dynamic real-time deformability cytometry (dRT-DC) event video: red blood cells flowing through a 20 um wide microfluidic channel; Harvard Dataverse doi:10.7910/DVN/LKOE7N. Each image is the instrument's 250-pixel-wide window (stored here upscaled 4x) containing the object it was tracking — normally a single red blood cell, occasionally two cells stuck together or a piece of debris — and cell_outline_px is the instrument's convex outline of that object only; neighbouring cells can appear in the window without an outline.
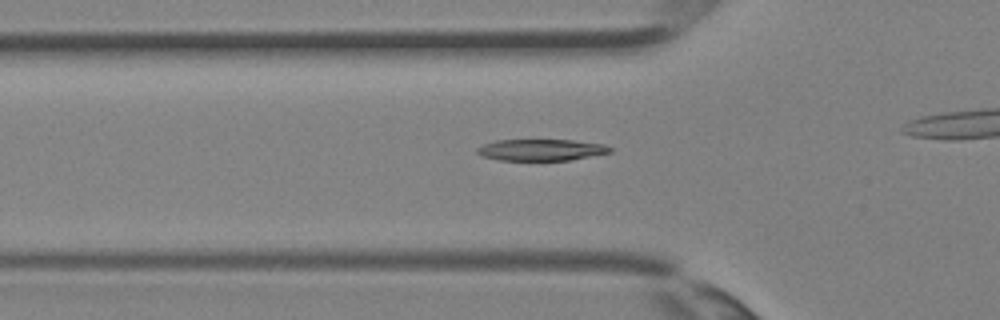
{"species": "Egyptian fruit bat (a non-hibernating species)", "species_latin": "Rousettus aegyptiacus", "temperature_condition": "room temperature", "stored_images_in_passage": 30, "camera_frame_rate_fps": 3000, "um_per_image_px": 0.085, "animal": {"sex": "female"}, "frame": {"image": 1, "passage_image": 13, "time_ms": 4.0, "image_size_px": [1000, 320], "cell_outline_px": [[612, 152], [568, 160], [500, 160], [480, 156], [476, 152], [476, 148], [484, 144], [496, 140], [572, 140], [604, 144], [612, 148]], "centroid_in_image_um": [45.97, 12.74], "position_along_channel_um": 79.8, "area_um2": 16.59}}
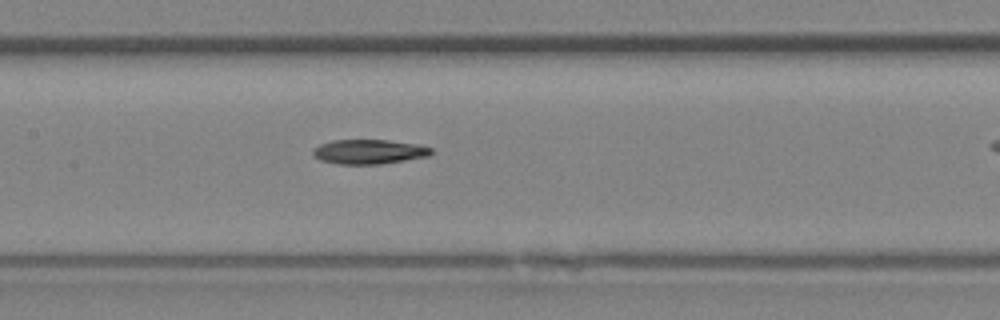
{"frame": {"image": 2, "passage_image": 18, "time_ms": 5.667, "image_size_px": [1000, 320], "cell_outline_px": [[432, 152], [428, 156], [380, 164], [340, 164], [320, 160], [312, 152], [312, 148], [320, 144], [332, 140], [388, 140], [416, 144], [432, 148]], "centroid_in_image_um": [31.34, 12.89], "position_along_channel_um": 176.1, "area_um2": 16.76}}
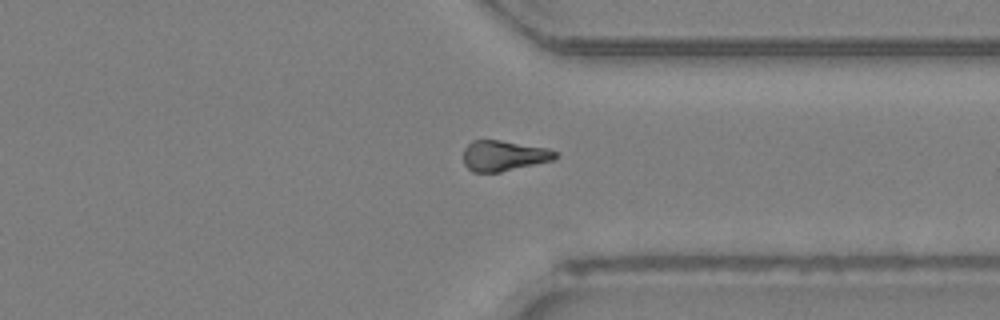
{"frame": {"image": 3, "passage_image": 28, "time_ms": 9.0, "image_size_px": [1000, 320], "cell_outline_px": [[560, 156], [552, 160], [500, 172], [472, 172], [464, 164], [464, 148], [472, 140], [500, 140], [548, 148], [556, 152]], "centroid_in_image_um": [42.81, 13.23], "position_along_channel_um": 368.6, "area_um2": 16.3}}